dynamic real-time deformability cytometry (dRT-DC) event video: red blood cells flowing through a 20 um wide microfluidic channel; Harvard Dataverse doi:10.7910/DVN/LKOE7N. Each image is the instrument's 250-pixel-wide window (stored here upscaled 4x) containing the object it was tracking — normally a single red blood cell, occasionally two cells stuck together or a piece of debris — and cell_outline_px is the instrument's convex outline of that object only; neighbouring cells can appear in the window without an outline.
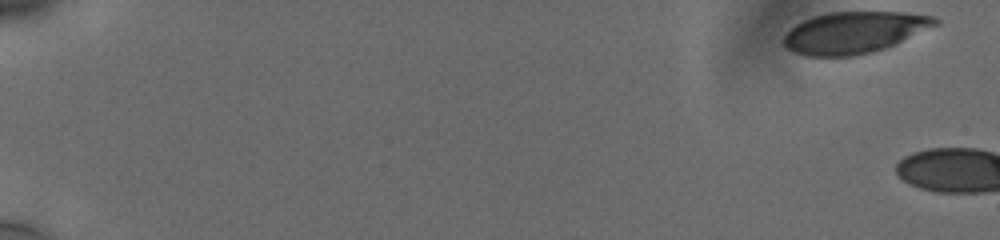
{"species": "human", "species_latin": "Homo sapiens", "temperature_condition": "cold", "stored_images_in_passage": 4, "camera_frame_rate_fps": 3000, "um_per_image_px": 0.085, "donor": {"sex": "male"}, "frame": {"image": 1, "passage_image": 1, "time_ms": 0.0, "image_size_px": [1000, 240], "cell_outline_px": [[940, 24], [888, 48], [872, 52], [852, 56], [804, 56], [788, 48], [784, 44], [784, 36], [796, 24], [812, 16], [828, 12], [904, 12], [936, 16], [940, 20]], "centroid_in_image_um": [72.69, 2.75], "position_along_channel_um": 12.3, "area_um2": 36.99}}